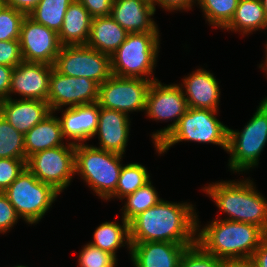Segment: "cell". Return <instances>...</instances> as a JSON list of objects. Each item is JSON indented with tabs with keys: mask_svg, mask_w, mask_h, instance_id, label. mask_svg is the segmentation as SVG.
Masks as SVG:
<instances>
[{
	"mask_svg": "<svg viewBox=\"0 0 267 267\" xmlns=\"http://www.w3.org/2000/svg\"><path fill=\"white\" fill-rule=\"evenodd\" d=\"M182 202V203H181ZM163 198L129 222L130 242L196 243L197 212L191 202Z\"/></svg>",
	"mask_w": 267,
	"mask_h": 267,
	"instance_id": "1",
	"label": "cell"
},
{
	"mask_svg": "<svg viewBox=\"0 0 267 267\" xmlns=\"http://www.w3.org/2000/svg\"><path fill=\"white\" fill-rule=\"evenodd\" d=\"M198 216L196 242L228 266L248 263L256 248L267 237L254 224L224 220L217 215L216 219L202 226Z\"/></svg>",
	"mask_w": 267,
	"mask_h": 267,
	"instance_id": "2",
	"label": "cell"
},
{
	"mask_svg": "<svg viewBox=\"0 0 267 267\" xmlns=\"http://www.w3.org/2000/svg\"><path fill=\"white\" fill-rule=\"evenodd\" d=\"M250 178L212 182L202 191L226 214L221 219L254 224L267 234V198Z\"/></svg>",
	"mask_w": 267,
	"mask_h": 267,
	"instance_id": "3",
	"label": "cell"
},
{
	"mask_svg": "<svg viewBox=\"0 0 267 267\" xmlns=\"http://www.w3.org/2000/svg\"><path fill=\"white\" fill-rule=\"evenodd\" d=\"M160 32L128 33L125 41L110 55L112 75L123 78L158 80L155 75Z\"/></svg>",
	"mask_w": 267,
	"mask_h": 267,
	"instance_id": "4",
	"label": "cell"
},
{
	"mask_svg": "<svg viewBox=\"0 0 267 267\" xmlns=\"http://www.w3.org/2000/svg\"><path fill=\"white\" fill-rule=\"evenodd\" d=\"M123 157L91 144H75V175L105 201L116 190Z\"/></svg>",
	"mask_w": 267,
	"mask_h": 267,
	"instance_id": "5",
	"label": "cell"
},
{
	"mask_svg": "<svg viewBox=\"0 0 267 267\" xmlns=\"http://www.w3.org/2000/svg\"><path fill=\"white\" fill-rule=\"evenodd\" d=\"M267 145V97L241 131L228 128V168L233 173H246L259 164L261 152ZM241 172V173H240Z\"/></svg>",
	"mask_w": 267,
	"mask_h": 267,
	"instance_id": "6",
	"label": "cell"
},
{
	"mask_svg": "<svg viewBox=\"0 0 267 267\" xmlns=\"http://www.w3.org/2000/svg\"><path fill=\"white\" fill-rule=\"evenodd\" d=\"M218 112L189 107L177 126L159 145H154L156 153L165 154L173 145L183 141L218 145L227 151L229 127L219 121Z\"/></svg>",
	"mask_w": 267,
	"mask_h": 267,
	"instance_id": "7",
	"label": "cell"
},
{
	"mask_svg": "<svg viewBox=\"0 0 267 267\" xmlns=\"http://www.w3.org/2000/svg\"><path fill=\"white\" fill-rule=\"evenodd\" d=\"M18 216L29 225H36L48 213L60 193L38 180L27 168L3 192Z\"/></svg>",
	"mask_w": 267,
	"mask_h": 267,
	"instance_id": "8",
	"label": "cell"
},
{
	"mask_svg": "<svg viewBox=\"0 0 267 267\" xmlns=\"http://www.w3.org/2000/svg\"><path fill=\"white\" fill-rule=\"evenodd\" d=\"M188 108L187 100L179 84H164L159 79L152 81L147 94L144 114L147 118L157 122L173 121L167 127L150 134L154 145H159L177 126Z\"/></svg>",
	"mask_w": 267,
	"mask_h": 267,
	"instance_id": "9",
	"label": "cell"
},
{
	"mask_svg": "<svg viewBox=\"0 0 267 267\" xmlns=\"http://www.w3.org/2000/svg\"><path fill=\"white\" fill-rule=\"evenodd\" d=\"M26 168L61 194L75 176V144L39 151L27 158Z\"/></svg>",
	"mask_w": 267,
	"mask_h": 267,
	"instance_id": "10",
	"label": "cell"
},
{
	"mask_svg": "<svg viewBox=\"0 0 267 267\" xmlns=\"http://www.w3.org/2000/svg\"><path fill=\"white\" fill-rule=\"evenodd\" d=\"M53 66L61 74L85 77L98 85L112 75L110 56L87 45L62 46Z\"/></svg>",
	"mask_w": 267,
	"mask_h": 267,
	"instance_id": "11",
	"label": "cell"
},
{
	"mask_svg": "<svg viewBox=\"0 0 267 267\" xmlns=\"http://www.w3.org/2000/svg\"><path fill=\"white\" fill-rule=\"evenodd\" d=\"M152 81L140 78H123L111 75L99 85L100 107L127 114L145 111L147 94Z\"/></svg>",
	"mask_w": 267,
	"mask_h": 267,
	"instance_id": "12",
	"label": "cell"
},
{
	"mask_svg": "<svg viewBox=\"0 0 267 267\" xmlns=\"http://www.w3.org/2000/svg\"><path fill=\"white\" fill-rule=\"evenodd\" d=\"M99 85L88 78L71 77L54 68L49 79L47 103L52 112L66 107L93 104L98 101Z\"/></svg>",
	"mask_w": 267,
	"mask_h": 267,
	"instance_id": "13",
	"label": "cell"
},
{
	"mask_svg": "<svg viewBox=\"0 0 267 267\" xmlns=\"http://www.w3.org/2000/svg\"><path fill=\"white\" fill-rule=\"evenodd\" d=\"M20 49L23 61L54 65L61 50L58 33L35 22L28 15L20 31Z\"/></svg>",
	"mask_w": 267,
	"mask_h": 267,
	"instance_id": "14",
	"label": "cell"
},
{
	"mask_svg": "<svg viewBox=\"0 0 267 267\" xmlns=\"http://www.w3.org/2000/svg\"><path fill=\"white\" fill-rule=\"evenodd\" d=\"M53 68V65L22 61L12 71L9 98H12V94H18L20 99L47 102L49 79Z\"/></svg>",
	"mask_w": 267,
	"mask_h": 267,
	"instance_id": "15",
	"label": "cell"
},
{
	"mask_svg": "<svg viewBox=\"0 0 267 267\" xmlns=\"http://www.w3.org/2000/svg\"><path fill=\"white\" fill-rule=\"evenodd\" d=\"M56 111H61L62 115L58 118L62 134L67 142L82 144L94 138L100 113V106L97 102L66 109L61 108Z\"/></svg>",
	"mask_w": 267,
	"mask_h": 267,
	"instance_id": "16",
	"label": "cell"
},
{
	"mask_svg": "<svg viewBox=\"0 0 267 267\" xmlns=\"http://www.w3.org/2000/svg\"><path fill=\"white\" fill-rule=\"evenodd\" d=\"M181 86L188 107L218 111L221 89L216 76L209 70L198 68L183 77Z\"/></svg>",
	"mask_w": 267,
	"mask_h": 267,
	"instance_id": "17",
	"label": "cell"
},
{
	"mask_svg": "<svg viewBox=\"0 0 267 267\" xmlns=\"http://www.w3.org/2000/svg\"><path fill=\"white\" fill-rule=\"evenodd\" d=\"M131 118L120 111L100 107L97 135L102 150L125 154L129 140Z\"/></svg>",
	"mask_w": 267,
	"mask_h": 267,
	"instance_id": "18",
	"label": "cell"
},
{
	"mask_svg": "<svg viewBox=\"0 0 267 267\" xmlns=\"http://www.w3.org/2000/svg\"><path fill=\"white\" fill-rule=\"evenodd\" d=\"M172 242H131L130 260L134 267H179L186 248Z\"/></svg>",
	"mask_w": 267,
	"mask_h": 267,
	"instance_id": "19",
	"label": "cell"
},
{
	"mask_svg": "<svg viewBox=\"0 0 267 267\" xmlns=\"http://www.w3.org/2000/svg\"><path fill=\"white\" fill-rule=\"evenodd\" d=\"M151 0H114L110 16L128 33L160 32Z\"/></svg>",
	"mask_w": 267,
	"mask_h": 267,
	"instance_id": "20",
	"label": "cell"
},
{
	"mask_svg": "<svg viewBox=\"0 0 267 267\" xmlns=\"http://www.w3.org/2000/svg\"><path fill=\"white\" fill-rule=\"evenodd\" d=\"M51 112L46 101L14 98L0 100V114L24 135Z\"/></svg>",
	"mask_w": 267,
	"mask_h": 267,
	"instance_id": "21",
	"label": "cell"
},
{
	"mask_svg": "<svg viewBox=\"0 0 267 267\" xmlns=\"http://www.w3.org/2000/svg\"><path fill=\"white\" fill-rule=\"evenodd\" d=\"M51 112L24 135L25 159L39 151L66 145L58 116ZM65 140V143H64Z\"/></svg>",
	"mask_w": 267,
	"mask_h": 267,
	"instance_id": "22",
	"label": "cell"
},
{
	"mask_svg": "<svg viewBox=\"0 0 267 267\" xmlns=\"http://www.w3.org/2000/svg\"><path fill=\"white\" fill-rule=\"evenodd\" d=\"M127 34L110 15L93 17L86 45L110 56L125 41Z\"/></svg>",
	"mask_w": 267,
	"mask_h": 267,
	"instance_id": "23",
	"label": "cell"
},
{
	"mask_svg": "<svg viewBox=\"0 0 267 267\" xmlns=\"http://www.w3.org/2000/svg\"><path fill=\"white\" fill-rule=\"evenodd\" d=\"M92 16L77 0L67 8L63 25L58 33L62 46L86 45L91 28Z\"/></svg>",
	"mask_w": 267,
	"mask_h": 267,
	"instance_id": "24",
	"label": "cell"
},
{
	"mask_svg": "<svg viewBox=\"0 0 267 267\" xmlns=\"http://www.w3.org/2000/svg\"><path fill=\"white\" fill-rule=\"evenodd\" d=\"M239 35L267 29V19L260 0H239L231 21L223 28Z\"/></svg>",
	"mask_w": 267,
	"mask_h": 267,
	"instance_id": "25",
	"label": "cell"
},
{
	"mask_svg": "<svg viewBox=\"0 0 267 267\" xmlns=\"http://www.w3.org/2000/svg\"><path fill=\"white\" fill-rule=\"evenodd\" d=\"M93 240L89 243L94 247L107 251L117 257V250L127 247L131 252L129 223L121 218V224L117 221H105L96 227L93 232Z\"/></svg>",
	"mask_w": 267,
	"mask_h": 267,
	"instance_id": "26",
	"label": "cell"
},
{
	"mask_svg": "<svg viewBox=\"0 0 267 267\" xmlns=\"http://www.w3.org/2000/svg\"><path fill=\"white\" fill-rule=\"evenodd\" d=\"M72 2L73 0H40L28 16L59 33L67 8Z\"/></svg>",
	"mask_w": 267,
	"mask_h": 267,
	"instance_id": "27",
	"label": "cell"
},
{
	"mask_svg": "<svg viewBox=\"0 0 267 267\" xmlns=\"http://www.w3.org/2000/svg\"><path fill=\"white\" fill-rule=\"evenodd\" d=\"M151 179L134 193L122 198L124 206L121 208V216L128 223L141 212L156 205L162 198L159 197L157 190L152 185Z\"/></svg>",
	"mask_w": 267,
	"mask_h": 267,
	"instance_id": "28",
	"label": "cell"
},
{
	"mask_svg": "<svg viewBox=\"0 0 267 267\" xmlns=\"http://www.w3.org/2000/svg\"><path fill=\"white\" fill-rule=\"evenodd\" d=\"M147 168L140 163H128L122 166L115 192L106 200L119 199L134 193L142 187L150 178Z\"/></svg>",
	"mask_w": 267,
	"mask_h": 267,
	"instance_id": "29",
	"label": "cell"
},
{
	"mask_svg": "<svg viewBox=\"0 0 267 267\" xmlns=\"http://www.w3.org/2000/svg\"><path fill=\"white\" fill-rule=\"evenodd\" d=\"M239 0H199L196 5L213 28L223 29L233 18Z\"/></svg>",
	"mask_w": 267,
	"mask_h": 267,
	"instance_id": "30",
	"label": "cell"
},
{
	"mask_svg": "<svg viewBox=\"0 0 267 267\" xmlns=\"http://www.w3.org/2000/svg\"><path fill=\"white\" fill-rule=\"evenodd\" d=\"M24 134L0 114V158L25 159Z\"/></svg>",
	"mask_w": 267,
	"mask_h": 267,
	"instance_id": "31",
	"label": "cell"
},
{
	"mask_svg": "<svg viewBox=\"0 0 267 267\" xmlns=\"http://www.w3.org/2000/svg\"><path fill=\"white\" fill-rule=\"evenodd\" d=\"M26 17L24 12L4 4L0 5V41L20 38L21 25Z\"/></svg>",
	"mask_w": 267,
	"mask_h": 267,
	"instance_id": "32",
	"label": "cell"
},
{
	"mask_svg": "<svg viewBox=\"0 0 267 267\" xmlns=\"http://www.w3.org/2000/svg\"><path fill=\"white\" fill-rule=\"evenodd\" d=\"M179 267H229L222 259L206 252L197 242L186 248Z\"/></svg>",
	"mask_w": 267,
	"mask_h": 267,
	"instance_id": "33",
	"label": "cell"
},
{
	"mask_svg": "<svg viewBox=\"0 0 267 267\" xmlns=\"http://www.w3.org/2000/svg\"><path fill=\"white\" fill-rule=\"evenodd\" d=\"M78 267H116L118 258L104 250L85 244L79 252Z\"/></svg>",
	"mask_w": 267,
	"mask_h": 267,
	"instance_id": "34",
	"label": "cell"
},
{
	"mask_svg": "<svg viewBox=\"0 0 267 267\" xmlns=\"http://www.w3.org/2000/svg\"><path fill=\"white\" fill-rule=\"evenodd\" d=\"M26 168V159L0 158V192H4Z\"/></svg>",
	"mask_w": 267,
	"mask_h": 267,
	"instance_id": "35",
	"label": "cell"
},
{
	"mask_svg": "<svg viewBox=\"0 0 267 267\" xmlns=\"http://www.w3.org/2000/svg\"><path fill=\"white\" fill-rule=\"evenodd\" d=\"M23 61L19 39L0 41V64L16 67Z\"/></svg>",
	"mask_w": 267,
	"mask_h": 267,
	"instance_id": "36",
	"label": "cell"
},
{
	"mask_svg": "<svg viewBox=\"0 0 267 267\" xmlns=\"http://www.w3.org/2000/svg\"><path fill=\"white\" fill-rule=\"evenodd\" d=\"M21 219L14 206L9 202L8 197L0 192V233H8Z\"/></svg>",
	"mask_w": 267,
	"mask_h": 267,
	"instance_id": "37",
	"label": "cell"
},
{
	"mask_svg": "<svg viewBox=\"0 0 267 267\" xmlns=\"http://www.w3.org/2000/svg\"><path fill=\"white\" fill-rule=\"evenodd\" d=\"M92 17L109 16L114 0H77Z\"/></svg>",
	"mask_w": 267,
	"mask_h": 267,
	"instance_id": "38",
	"label": "cell"
},
{
	"mask_svg": "<svg viewBox=\"0 0 267 267\" xmlns=\"http://www.w3.org/2000/svg\"><path fill=\"white\" fill-rule=\"evenodd\" d=\"M199 0H151L153 3L155 10L156 5L163 10L168 12H176V11H190L193 8V5H196V2L198 3Z\"/></svg>",
	"mask_w": 267,
	"mask_h": 267,
	"instance_id": "39",
	"label": "cell"
},
{
	"mask_svg": "<svg viewBox=\"0 0 267 267\" xmlns=\"http://www.w3.org/2000/svg\"><path fill=\"white\" fill-rule=\"evenodd\" d=\"M13 67L0 64V100L9 98Z\"/></svg>",
	"mask_w": 267,
	"mask_h": 267,
	"instance_id": "40",
	"label": "cell"
},
{
	"mask_svg": "<svg viewBox=\"0 0 267 267\" xmlns=\"http://www.w3.org/2000/svg\"><path fill=\"white\" fill-rule=\"evenodd\" d=\"M248 264L252 267H267V237L256 248Z\"/></svg>",
	"mask_w": 267,
	"mask_h": 267,
	"instance_id": "41",
	"label": "cell"
},
{
	"mask_svg": "<svg viewBox=\"0 0 267 267\" xmlns=\"http://www.w3.org/2000/svg\"><path fill=\"white\" fill-rule=\"evenodd\" d=\"M39 1L40 0H2V4L28 15L36 7Z\"/></svg>",
	"mask_w": 267,
	"mask_h": 267,
	"instance_id": "42",
	"label": "cell"
},
{
	"mask_svg": "<svg viewBox=\"0 0 267 267\" xmlns=\"http://www.w3.org/2000/svg\"><path fill=\"white\" fill-rule=\"evenodd\" d=\"M265 60L263 61L264 63L259 64L260 70L262 69L264 73L267 75V41L265 44Z\"/></svg>",
	"mask_w": 267,
	"mask_h": 267,
	"instance_id": "43",
	"label": "cell"
},
{
	"mask_svg": "<svg viewBox=\"0 0 267 267\" xmlns=\"http://www.w3.org/2000/svg\"><path fill=\"white\" fill-rule=\"evenodd\" d=\"M261 3H262V7L264 9V14H265V17L267 19V0H260Z\"/></svg>",
	"mask_w": 267,
	"mask_h": 267,
	"instance_id": "44",
	"label": "cell"
},
{
	"mask_svg": "<svg viewBox=\"0 0 267 267\" xmlns=\"http://www.w3.org/2000/svg\"><path fill=\"white\" fill-rule=\"evenodd\" d=\"M229 267H252V266H250L248 263H237L230 265Z\"/></svg>",
	"mask_w": 267,
	"mask_h": 267,
	"instance_id": "45",
	"label": "cell"
},
{
	"mask_svg": "<svg viewBox=\"0 0 267 267\" xmlns=\"http://www.w3.org/2000/svg\"><path fill=\"white\" fill-rule=\"evenodd\" d=\"M13 267H28L27 265L25 266V265H15V266H13Z\"/></svg>",
	"mask_w": 267,
	"mask_h": 267,
	"instance_id": "46",
	"label": "cell"
}]
</instances>
